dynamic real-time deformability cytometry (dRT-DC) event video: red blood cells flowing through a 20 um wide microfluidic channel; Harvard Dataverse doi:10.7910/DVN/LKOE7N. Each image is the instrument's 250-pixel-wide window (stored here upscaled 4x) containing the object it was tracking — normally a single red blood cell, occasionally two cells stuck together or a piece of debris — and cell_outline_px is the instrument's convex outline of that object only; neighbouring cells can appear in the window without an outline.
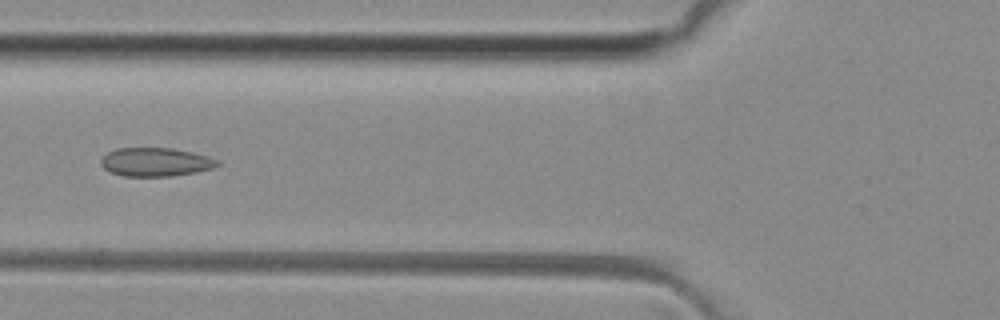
{"species": "common noctule bat (a hibernating species)", "species_latin": "Nyctalus noctula", "temperature_condition": "room temperature", "stored_images_in_passage": 49, "camera_frame_rate_fps": 3000, "um_per_image_px": 0.085, "animal": {"sex": "female", "body_mass_g": 29.2, "forearm_length_mm": 56.3}, "frame": {"image": 1, "passage_image": 18, "time_ms": 5.667, "image_size_px": [1000, 320], "cell_outline_px": [[220, 164], [212, 168], [196, 172], [172, 176], [120, 176], [104, 168], [100, 164], [100, 160], [108, 152], [116, 148], [172, 148], [192, 152], [208, 156], [220, 160]], "centroid_in_image_um": [13.23, 13.77], "position_along_channel_um": 112.6, "area_um2": 19.48}}
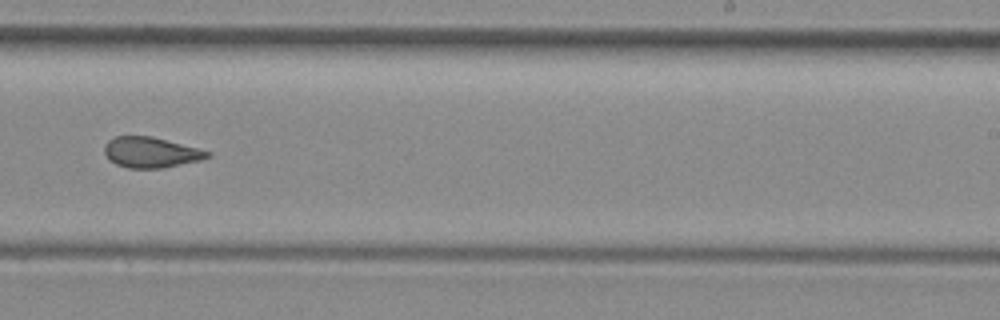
{"frame": {"image": 2, "passage_image": 30, "time_ms": 9.667, "image_size_px": [1000, 320], "cell_outline_px": [[212, 156], [200, 160], [164, 168], [128, 168], [116, 164], [108, 160], [104, 152], [104, 144], [108, 140], [116, 136], [152, 136], [212, 152]], "centroid_in_image_um": [12.8, 12.95], "position_along_channel_um": 276.2, "area_um2": 18.44}}
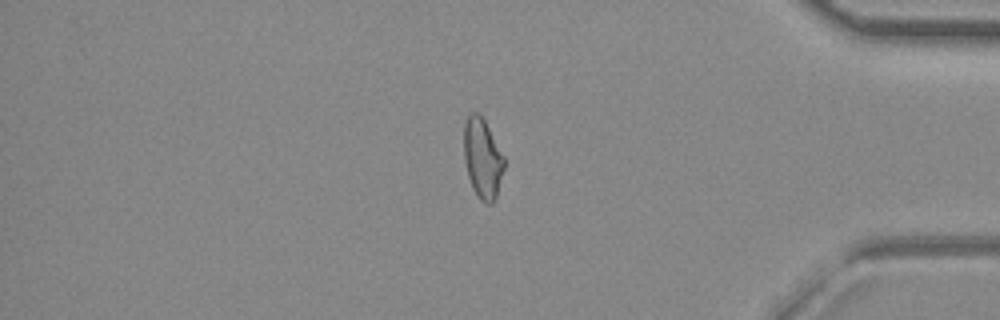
{"frame": {"image": 3, "passage_image": 41, "time_ms": 13.333, "image_size_px": [1000, 320], "cell_outline_px": [[504, 168], [496, 196], [492, 204], [484, 204], [480, 200], [472, 188], [468, 176], [464, 160], [464, 124], [468, 116], [472, 112], [480, 112], [504, 156]], "centroid_in_image_um": [41.0, 13.46], "position_along_channel_um": 394.2, "area_um2": 18.79}, "authors_computed_cell_mechanics": {"area_um2": 19.4208, "velocity_mm_per_s": 4.0923, "shape_relaxation_time_tau1_ms": null, "shape_relaxation_time_tau2_ms": 1.2786, "deformation_change_tau1": null, "deformation_change_tau2": 0.0901}}